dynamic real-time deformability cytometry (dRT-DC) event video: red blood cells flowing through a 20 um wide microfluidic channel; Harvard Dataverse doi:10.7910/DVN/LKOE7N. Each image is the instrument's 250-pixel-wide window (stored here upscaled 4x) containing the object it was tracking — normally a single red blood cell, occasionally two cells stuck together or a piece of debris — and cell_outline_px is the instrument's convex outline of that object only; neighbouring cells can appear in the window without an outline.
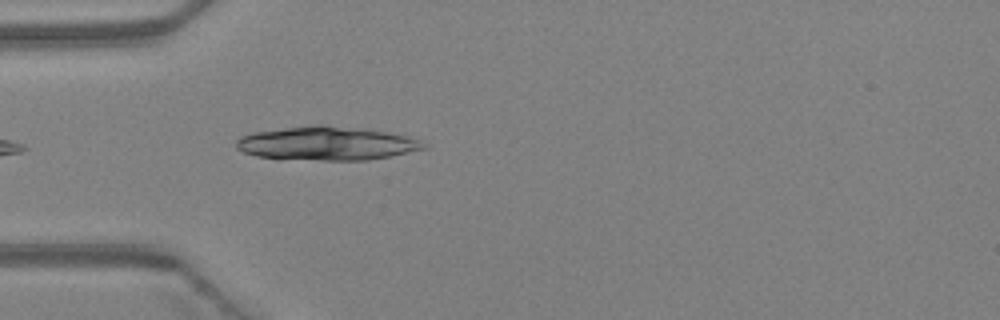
{"species": "Egyptian fruit bat (a non-hibernating species)", "species_latin": "Rousettus aegyptiacus", "temperature_condition": "warm", "stored_images_in_passage": 4, "camera_frame_rate_fps": 3000, "um_per_image_px": 0.085, "animal": {"sex": "female"}, "frame": {"image": 1, "passage_image": 4, "time_ms": 1.0, "image_size_px": [1000, 320], "cell_outline_px": [[428, 148], [392, 156], [368, 160], [280, 160], [256, 156], [244, 152], [236, 148], [236, 140], [240, 136], [252, 132], [284, 128], [320, 124], [324, 124], [368, 128], [408, 136], [420, 140], [428, 144]], "centroid_in_image_um": [27.79, 12.19], "position_along_channel_um": 57.2, "area_um2": 37.69}}